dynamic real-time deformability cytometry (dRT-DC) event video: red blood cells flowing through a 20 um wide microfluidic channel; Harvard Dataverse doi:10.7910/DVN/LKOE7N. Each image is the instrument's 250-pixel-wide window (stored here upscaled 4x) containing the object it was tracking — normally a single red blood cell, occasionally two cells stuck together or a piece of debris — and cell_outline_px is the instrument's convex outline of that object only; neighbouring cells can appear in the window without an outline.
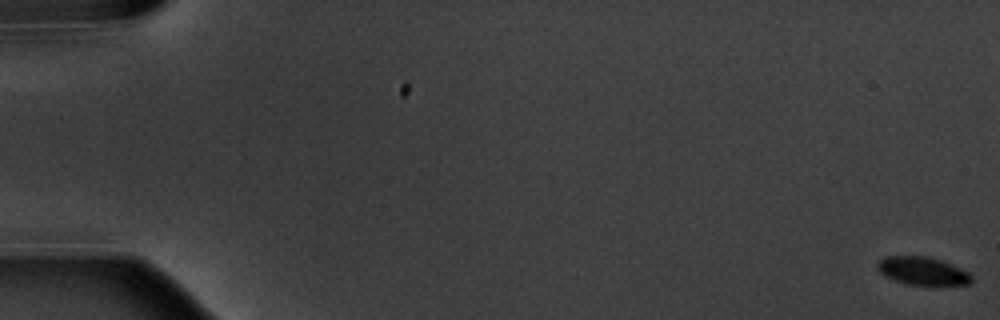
{"species": "common noctule bat (a hibernating species)", "species_latin": "Nyctalus noctula", "temperature_condition": "warm", "stored_images_in_passage": 6, "camera_frame_rate_fps": 3000, "um_per_image_px": 0.085, "animal": {"sex": "male", "body_mass_g": 20.1, "forearm_length_mm": 53.5}, "frame": {"image": 1, "passage_image": 1, "time_ms": 0.0, "image_size_px": [1000, 320], "cell_outline_px": [[972, 280], [968, 284], [908, 284], [896, 280], [880, 272], [876, 268], [876, 264], [884, 256], [924, 256], [940, 260], [952, 264], [968, 272], [972, 276]], "centroid_in_image_um": [78.4, 23.01], "position_along_channel_um": 6.6, "area_um2": 14.97}}